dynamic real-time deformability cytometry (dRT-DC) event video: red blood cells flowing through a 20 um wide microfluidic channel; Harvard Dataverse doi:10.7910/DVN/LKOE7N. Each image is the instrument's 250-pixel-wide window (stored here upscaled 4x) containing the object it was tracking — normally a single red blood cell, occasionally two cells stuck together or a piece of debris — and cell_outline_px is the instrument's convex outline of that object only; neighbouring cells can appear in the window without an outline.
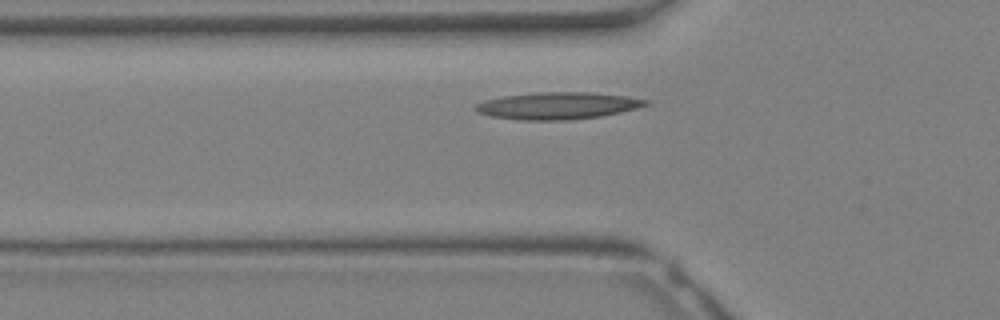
{"species": "Egyptian fruit bat (a non-hibernating species)", "species_latin": "Rousettus aegyptiacus", "temperature_condition": "warm", "stored_images_in_passage": 5, "camera_frame_rate_fps": 3000, "um_per_image_px": 0.085, "animal": {"sex": "female"}, "frame": {"image": 1, "passage_image": 4, "time_ms": 1.0, "image_size_px": [1000, 320], "cell_outline_px": [[652, 104], [620, 112], [600, 116], [568, 120], [520, 120], [492, 116], [476, 112], [472, 108], [476, 104], [484, 100], [500, 96], [536, 92], [588, 92], [624, 96], [652, 100]], "centroid_in_image_um": [47.38, 8.98], "position_along_channel_um": 78.4, "area_um2": 26.99}}